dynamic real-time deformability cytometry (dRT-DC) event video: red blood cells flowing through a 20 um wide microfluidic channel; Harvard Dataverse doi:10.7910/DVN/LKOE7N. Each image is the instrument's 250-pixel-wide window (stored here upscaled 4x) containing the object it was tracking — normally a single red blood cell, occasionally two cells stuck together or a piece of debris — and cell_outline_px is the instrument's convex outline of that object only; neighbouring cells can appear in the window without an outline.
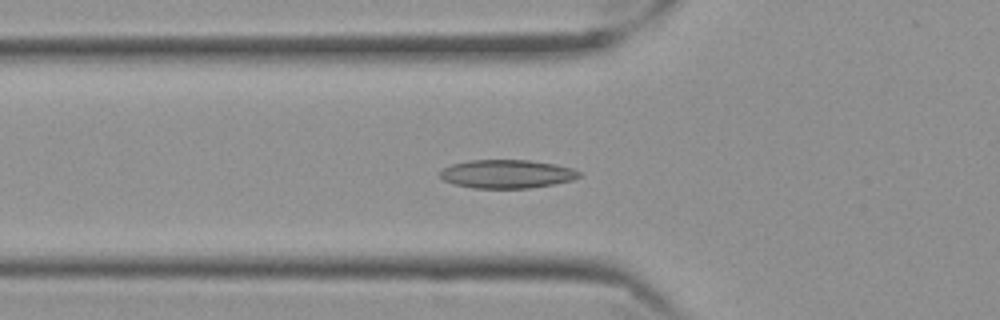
{"species": "Egyptian fruit bat (a non-hibernating species)", "species_latin": "Rousettus aegyptiacus", "temperature_condition": "cold", "stored_images_in_passage": 47, "camera_frame_rate_fps": 3000, "um_per_image_px": 0.085, "frame": {"image": 1, "passage_image": 9, "time_ms": 2.667, "image_size_px": [1000, 320], "cell_outline_px": [[580, 176], [572, 180], [552, 184], [528, 188], [472, 188], [456, 184], [444, 180], [440, 176], [440, 172], [444, 168], [452, 164], [468, 160], [532, 160], [556, 164], [572, 168], [580, 172]], "centroid_in_image_um": [43.09, 14.78], "position_along_channel_um": 82.7, "area_um2": 23.0}}
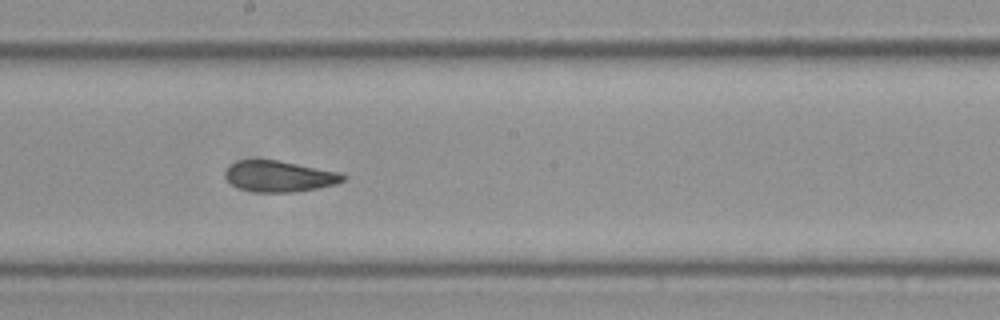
{"frame": {"image": 2, "passage_image": 21, "time_ms": 6.667, "image_size_px": [1000, 320], "cell_outline_px": [[344, 180], [336, 184], [316, 188], [292, 192], [256, 192], [240, 188], [232, 184], [224, 176], [224, 172], [232, 164], [240, 160], [276, 160], [336, 172], [344, 176]], "centroid_in_image_um": [23.69, 14.99], "position_along_channel_um": 224.5, "area_um2": 20.69}}
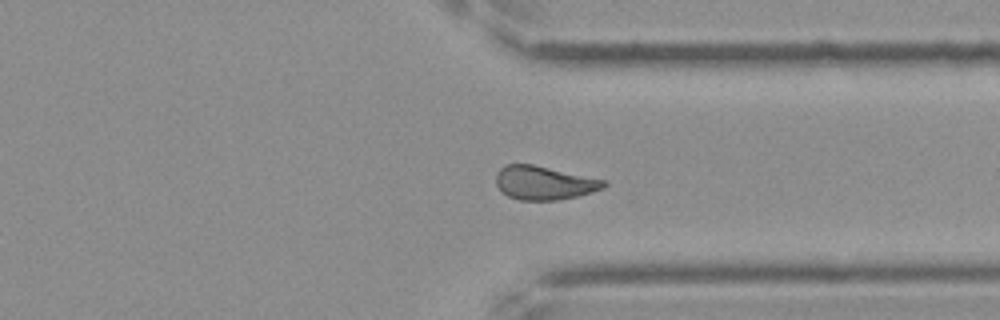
{"frame": {"image": 3, "passage_image": 33, "time_ms": 10.667, "image_size_px": [1000, 320], "cell_outline_px": [[608, 184], [604, 188], [576, 196], [556, 200], [520, 200], [508, 196], [496, 184], [496, 172], [504, 164], [532, 164], [608, 180]], "centroid_in_image_um": [46.26, 15.53], "position_along_channel_um": 365.1, "area_um2": 21.15}, "authors_computed_cell_mechanics": {"area_um2": 21.2704, "velocity_mm_per_s": 3.5134, "shape_relaxation_time_tau1_ms": null, "shape_relaxation_time_tau2_ms": 3.1543, "deformation_change_tau1": null, "deformation_change_tau2": 0.0778}}